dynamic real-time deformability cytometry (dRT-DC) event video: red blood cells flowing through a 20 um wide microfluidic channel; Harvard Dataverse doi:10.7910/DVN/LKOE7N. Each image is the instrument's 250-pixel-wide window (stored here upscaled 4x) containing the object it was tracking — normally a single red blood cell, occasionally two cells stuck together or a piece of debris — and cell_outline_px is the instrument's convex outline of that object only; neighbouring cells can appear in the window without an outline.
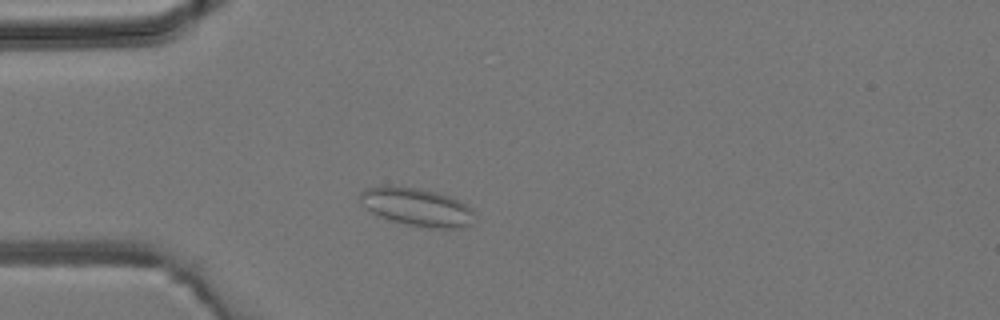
{"species": "common noctule bat (a hibernating species)", "species_latin": "Nyctalus noctula", "temperature_condition": "room temperature", "stored_images_in_passage": 1, "camera_frame_rate_fps": 3000, "um_per_image_px": 0.085, "animal": {"sex": "male", "body_mass_g": 19.2, "forearm_length_mm": 51.8}, "frame": {"image": 1, "passage_image": 1, "time_ms": 0.0, "image_size_px": [1000, 320], "cell_outline_px": [[472, 224], [456, 228], [428, 228], [408, 224], [392, 220], [372, 212], [364, 208], [360, 196], [360, 192], [368, 188], [380, 184], [420, 188], [436, 192], [448, 196], [468, 204], [472, 208]], "centroid_in_image_um": [35.42, 17.57], "position_along_channel_um": 49.6, "area_um2": 25.26}}